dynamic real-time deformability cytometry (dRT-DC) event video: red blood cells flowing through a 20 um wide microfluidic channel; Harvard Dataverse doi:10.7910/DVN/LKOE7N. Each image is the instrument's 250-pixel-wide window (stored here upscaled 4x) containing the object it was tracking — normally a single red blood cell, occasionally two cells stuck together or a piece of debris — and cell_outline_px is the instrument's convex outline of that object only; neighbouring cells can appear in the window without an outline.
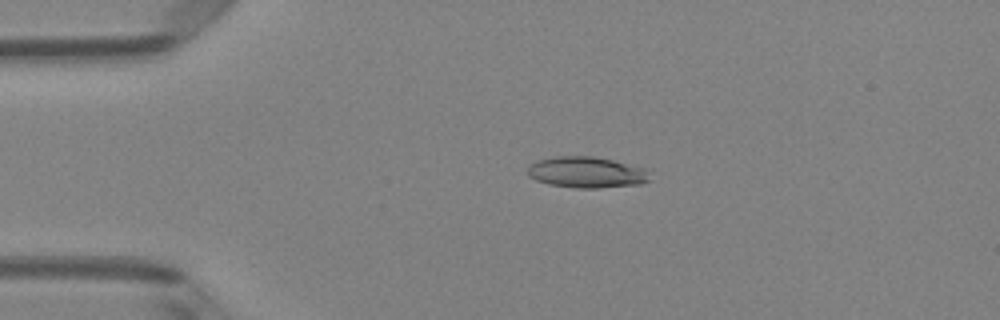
{"species": "Egyptian fruit bat (a non-hibernating species)", "species_latin": "Rousettus aegyptiacus", "temperature_condition": "room temperature", "stored_images_in_passage": 3, "camera_frame_rate_fps": 3000, "um_per_image_px": 0.085, "animal": {"sex": "female"}, "frame": {"image": 1, "passage_image": 2, "time_ms": 0.333, "image_size_px": [1000, 320], "cell_outline_px": [[648, 180], [640, 184], [600, 188], [572, 188], [548, 184], [536, 180], [528, 176], [524, 172], [528, 164], [536, 160], [556, 156], [592, 156], [612, 160], [648, 168]], "centroid_in_image_um": [49.79, 14.64], "position_along_channel_um": 35.2, "area_um2": 22.54}}